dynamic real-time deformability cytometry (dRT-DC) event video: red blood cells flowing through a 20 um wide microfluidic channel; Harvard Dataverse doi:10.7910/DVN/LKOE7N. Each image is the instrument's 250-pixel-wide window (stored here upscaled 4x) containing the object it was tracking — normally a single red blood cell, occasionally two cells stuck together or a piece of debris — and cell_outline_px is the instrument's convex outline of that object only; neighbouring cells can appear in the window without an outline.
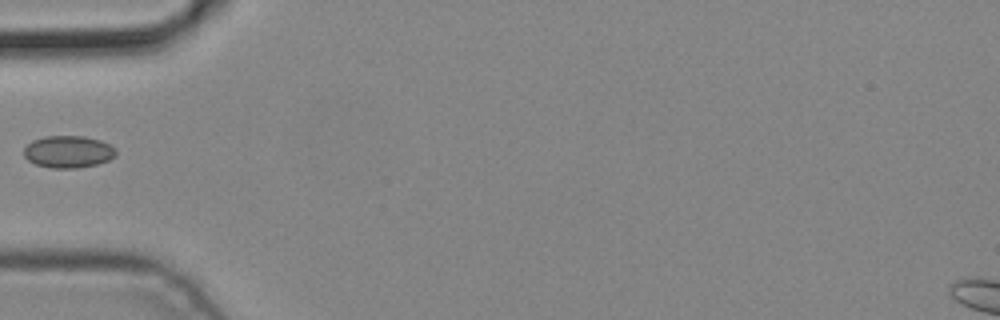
{"species": "common noctule bat (a hibernating species)", "species_latin": "Nyctalus noctula", "temperature_condition": "cold", "stored_images_in_passage": 4, "camera_frame_rate_fps": 3000, "um_per_image_px": 0.085, "animal": {"sex": "male", "body_mass_g": 19.2, "forearm_length_mm": 51.8}, "frame": {"image": 1, "passage_image": 4, "time_ms": 1.0, "image_size_px": [1000, 320], "cell_outline_px": [[116, 156], [108, 160], [96, 164], [76, 168], [52, 168], [36, 164], [28, 160], [24, 156], [24, 148], [32, 140], [44, 136], [84, 136], [100, 140], [116, 148]], "centroid_in_image_um": [5.8, 12.89], "position_along_channel_um": 79.2, "area_um2": 17.22}}